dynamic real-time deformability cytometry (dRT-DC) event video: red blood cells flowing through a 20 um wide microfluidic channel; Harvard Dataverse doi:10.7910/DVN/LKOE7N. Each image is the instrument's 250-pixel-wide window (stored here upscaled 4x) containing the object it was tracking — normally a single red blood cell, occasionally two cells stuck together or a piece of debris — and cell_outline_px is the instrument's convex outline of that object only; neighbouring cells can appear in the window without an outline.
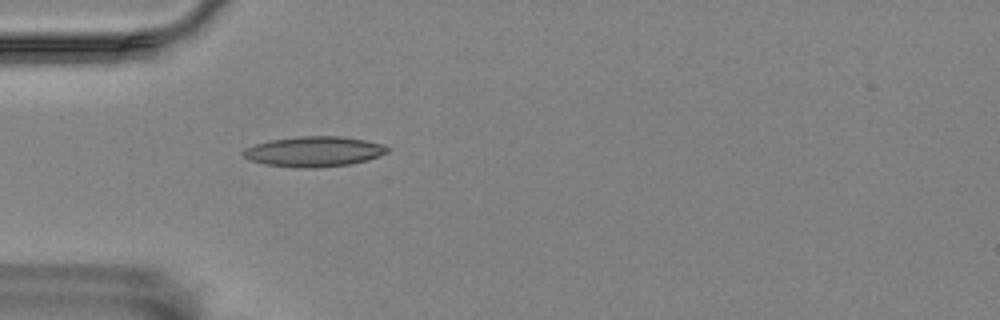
{"species": "Egyptian fruit bat (a non-hibernating species)", "species_latin": "Rousettus aegyptiacus", "temperature_condition": "room temperature", "stored_images_in_passage": 5, "camera_frame_rate_fps": 3000, "um_per_image_px": 0.085, "animal": {"sex": "female"}, "frame": {"image": 1, "passage_image": 5, "time_ms": 1.333, "image_size_px": [1000, 320], "cell_outline_px": [[388, 152], [368, 160], [348, 164], [264, 164], [252, 160], [244, 156], [240, 152], [244, 148], [256, 144], [272, 140], [300, 136], [340, 136], [364, 140], [384, 144], [388, 148]], "centroid_in_image_um": [26.72, 12.81], "position_along_channel_um": 58.3, "area_um2": 23.81}}